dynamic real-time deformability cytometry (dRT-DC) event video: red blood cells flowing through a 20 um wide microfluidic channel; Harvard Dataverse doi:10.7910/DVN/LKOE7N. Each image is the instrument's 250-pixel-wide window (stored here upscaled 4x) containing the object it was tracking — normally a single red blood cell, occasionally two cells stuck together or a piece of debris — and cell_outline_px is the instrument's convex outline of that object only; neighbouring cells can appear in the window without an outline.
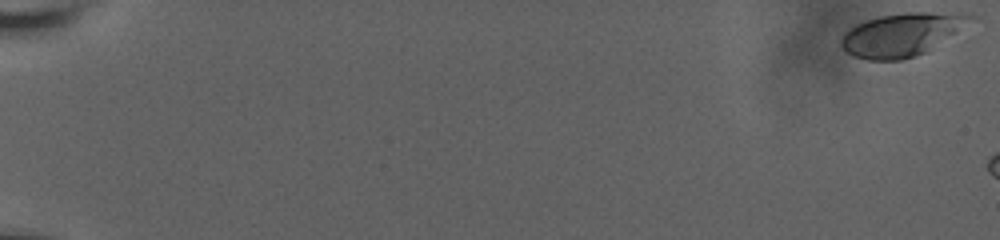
{"species": "human", "species_latin": "Homo sapiens", "temperature_condition": "room temperature", "stored_images_in_passage": 9, "camera_frame_rate_fps": 3000, "um_per_image_px": 0.085, "donor": {"sex": "male"}, "frame": {"image": 1, "passage_image": 1, "time_ms": 0.0, "image_size_px": [1000, 240], "cell_outline_px": [[976, 16], [924, 52], [916, 56], [900, 60], [868, 60], [852, 56], [840, 44], [840, 40], [856, 24], [880, 16], [908, 12], [968, 12]], "centroid_in_image_um": [76.62, 2.92], "position_along_channel_um": 8.4, "area_um2": 31.5}}